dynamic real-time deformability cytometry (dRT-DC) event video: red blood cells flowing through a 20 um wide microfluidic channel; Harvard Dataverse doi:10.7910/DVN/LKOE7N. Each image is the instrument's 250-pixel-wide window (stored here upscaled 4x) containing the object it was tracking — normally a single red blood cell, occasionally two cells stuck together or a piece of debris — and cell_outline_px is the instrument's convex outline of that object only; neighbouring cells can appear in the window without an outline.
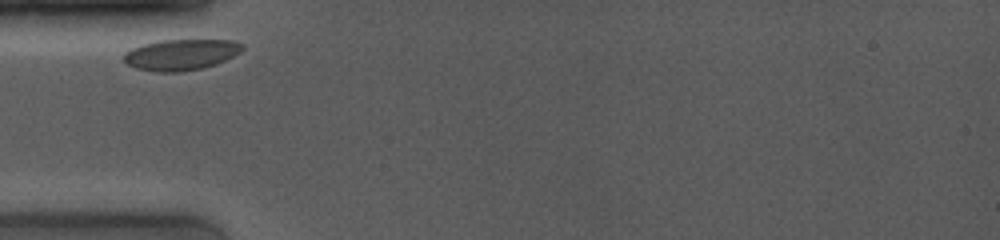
{"species": "common noctule bat (a hibernating species)", "species_latin": "Nyctalus noctula", "temperature_condition": "room temperature", "stored_images_in_passage": 20, "camera_frame_rate_fps": 4000, "um_per_image_px": 0.085, "animal": {"sex": "female", "body_mass_g": 19.0, "forearm_length_mm": 53.3}, "frame": {"image": 1, "passage_image": 1, "time_ms": 0.0, "image_size_px": [1000, 240], "cell_outline_px": [[244, 48], [240, 52], [216, 64], [200, 68], [176, 72], [156, 72], [136, 68], [128, 64], [124, 60], [124, 52], [132, 48], [144, 44], [160, 40], [232, 40], [244, 44]], "centroid_in_image_um": [15.38, 4.64], "position_along_channel_um": 69.6, "area_um2": 21.21}}
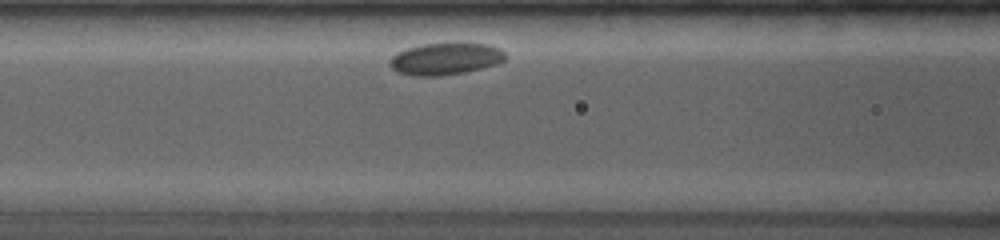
{"frame": {"image": 2, "passage_image": 6, "time_ms": 1.75, "image_size_px": [1000, 240], "cell_outline_px": [[508, 56], [504, 60], [496, 64], [464, 72], [440, 76], [412, 76], [400, 72], [392, 68], [388, 64], [388, 60], [396, 52], [420, 44], [488, 44], [500, 48]], "centroid_in_image_um": [37.84, 5.01], "position_along_channel_um": 128.8, "area_um2": 21.39}}